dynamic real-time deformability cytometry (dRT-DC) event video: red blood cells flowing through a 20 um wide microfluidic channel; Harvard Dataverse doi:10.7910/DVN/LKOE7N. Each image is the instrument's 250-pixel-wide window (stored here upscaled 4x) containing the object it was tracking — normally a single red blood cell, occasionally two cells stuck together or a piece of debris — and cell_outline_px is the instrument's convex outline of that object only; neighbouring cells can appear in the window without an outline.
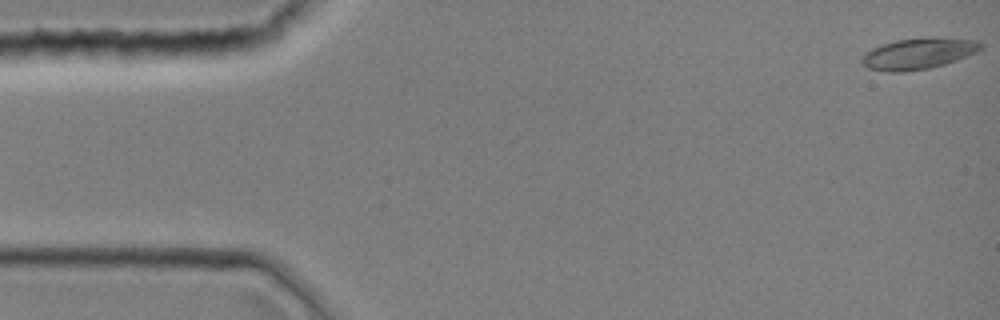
{"species": "common noctule bat (a hibernating species)", "species_latin": "Nyctalus noctula", "temperature_condition": "room temperature", "stored_images_in_passage": 44, "camera_frame_rate_fps": 3000, "um_per_image_px": 0.085, "animal": {"sex": "female", "body_mass_g": 19.0, "forearm_length_mm": 51.5}, "frame": {"image": 1, "passage_image": 1, "time_ms": 0.0, "image_size_px": [1000, 320], "cell_outline_px": [[984, 44], [976, 52], [956, 60], [944, 64], [928, 68], [900, 72], [888, 72], [868, 68], [860, 60], [864, 52], [872, 48], [896, 40], [976, 40]], "centroid_in_image_um": [77.97, 4.61], "position_along_channel_um": 7.0, "area_um2": 20.4}}
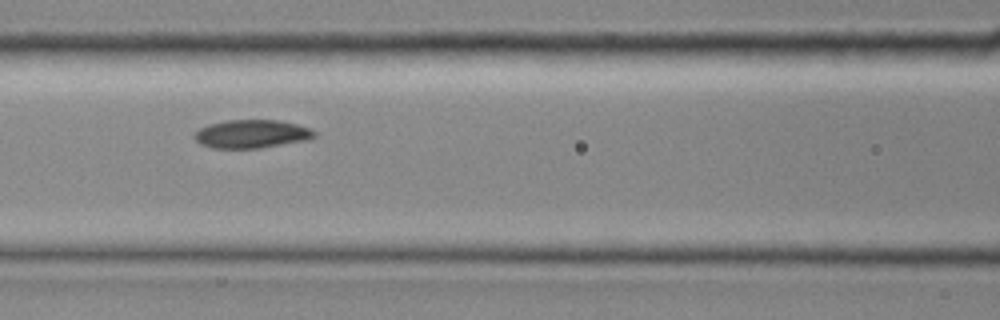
{"frame": {"image": 2, "passage_image": 19, "time_ms": 6.0, "image_size_px": [1000, 320], "cell_outline_px": [[316, 136], [308, 140], [260, 148], [212, 148], [200, 144], [192, 136], [200, 128], [208, 124], [228, 120], [276, 120], [296, 124], [308, 128], [316, 132]], "centroid_in_image_um": [21.37, 11.39], "position_along_channel_um": 145.2, "area_um2": 19.77}}
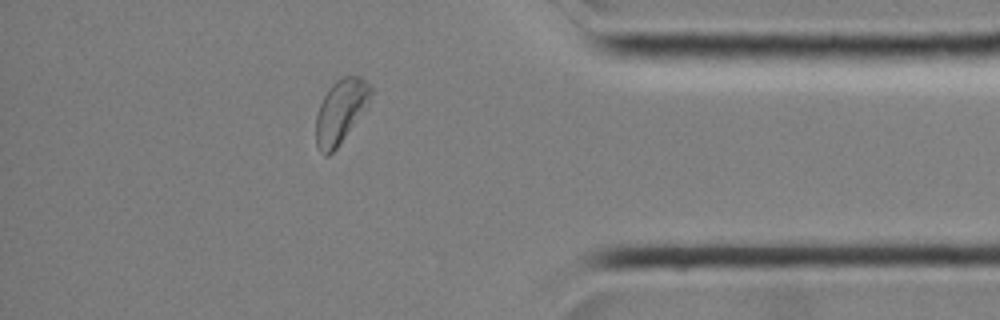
{"frame": {"image": 3, "passage_image": 38, "time_ms": 12.333, "image_size_px": [1000, 320], "cell_outline_px": [[372, 92], [368, 100], [336, 148], [328, 156], [324, 156], [320, 152], [316, 144], [316, 116], [320, 104], [324, 96], [332, 84], [336, 80], [344, 76], [360, 76], [372, 88]], "centroid_in_image_um": [28.89, 9.45], "position_along_channel_um": 406.3, "area_um2": 19.42}}